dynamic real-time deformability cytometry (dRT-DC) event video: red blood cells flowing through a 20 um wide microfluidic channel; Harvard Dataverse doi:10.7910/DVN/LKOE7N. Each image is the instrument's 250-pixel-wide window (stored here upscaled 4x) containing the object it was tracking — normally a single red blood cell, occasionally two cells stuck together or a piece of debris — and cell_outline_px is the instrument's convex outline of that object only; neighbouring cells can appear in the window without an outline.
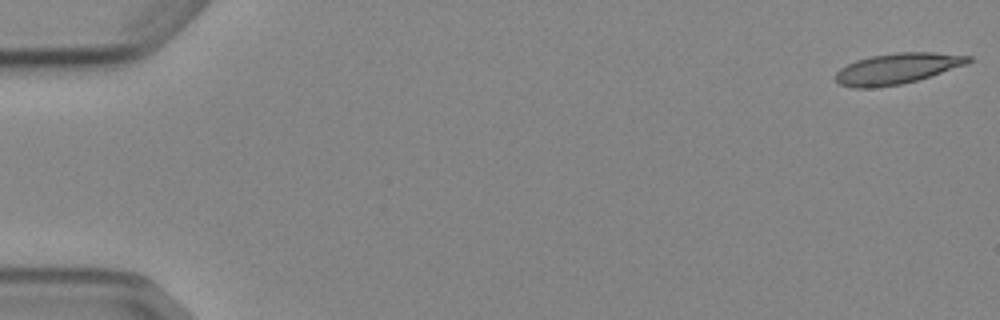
{"species": "Egyptian fruit bat (a non-hibernating species)", "species_latin": "Rousettus aegyptiacus", "temperature_condition": "cold", "stored_images_in_passage": 3, "camera_frame_rate_fps": 3000, "um_per_image_px": 0.085, "animal": {"sex": "female"}, "frame": {"image": 1, "passage_image": 1, "time_ms": 0.0, "image_size_px": [1000, 320], "cell_outline_px": [[972, 60], [968, 64], [916, 80], [900, 84], [872, 88], [852, 88], [840, 84], [836, 80], [836, 72], [840, 68], [856, 60], [872, 56], [896, 52], [932, 52], [972, 56]], "centroid_in_image_um": [76.26, 5.82], "position_along_channel_um": 8.7, "area_um2": 23.64}}